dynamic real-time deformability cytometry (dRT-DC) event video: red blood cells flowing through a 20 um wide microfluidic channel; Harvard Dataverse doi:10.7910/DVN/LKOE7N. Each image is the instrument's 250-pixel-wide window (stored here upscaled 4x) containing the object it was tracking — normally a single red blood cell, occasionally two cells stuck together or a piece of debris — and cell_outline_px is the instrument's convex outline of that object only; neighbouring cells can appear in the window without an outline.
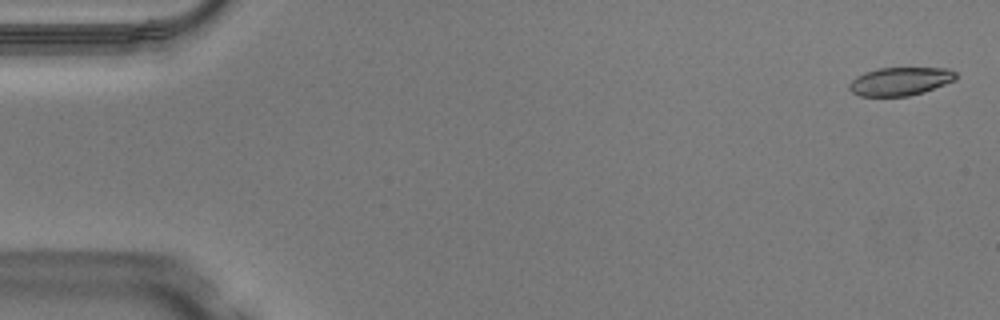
{"species": "Egyptian fruit bat (a non-hibernating species)", "species_latin": "Rousettus aegyptiacus", "temperature_condition": "warm", "stored_images_in_passage": 12, "camera_frame_rate_fps": 3000, "um_per_image_px": 0.085, "animal": {"sex": "male"}, "frame": {"image": 1, "passage_image": 2, "time_ms": 0.333, "image_size_px": [1000, 320], "cell_outline_px": [[956, 80], [924, 92], [908, 96], [860, 96], [852, 92], [848, 88], [848, 84], [856, 76], [864, 72], [880, 68], [948, 68], [956, 72]], "centroid_in_image_um": [76.51, 6.91], "position_along_channel_um": 8.5, "area_um2": 17.63}}